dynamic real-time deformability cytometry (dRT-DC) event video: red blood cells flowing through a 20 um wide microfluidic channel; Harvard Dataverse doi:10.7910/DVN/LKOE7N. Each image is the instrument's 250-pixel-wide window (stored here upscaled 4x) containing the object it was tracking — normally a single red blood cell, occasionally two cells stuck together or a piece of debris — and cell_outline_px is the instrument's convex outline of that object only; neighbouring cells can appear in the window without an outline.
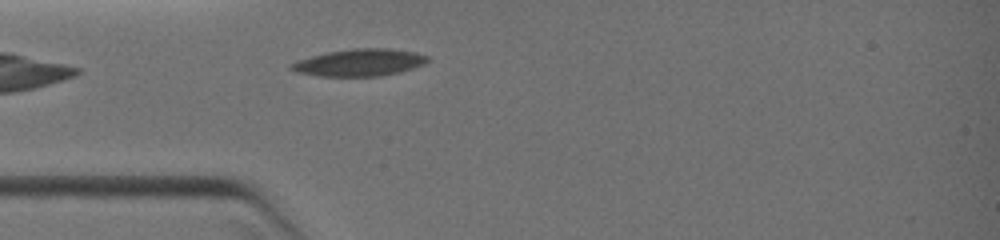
{"species": "common noctule bat (a hibernating species)", "species_latin": "Nyctalus noctula", "temperature_condition": "warm", "stored_images_in_passage": 13, "camera_frame_rate_fps": 3000, "um_per_image_px": 0.085, "animal": {"sex": "female", "body_mass_g": 19.0, "forearm_length_mm": 51.5}, "frame": {"image": 1, "passage_image": 1, "time_ms": 0.0, "image_size_px": [1000, 240], "cell_outline_px": [[428, 60], [424, 64], [400, 72], [380, 76], [320, 76], [296, 72], [288, 68], [288, 64], [324, 52], [352, 48], [388, 48], [416, 52], [428, 56]], "centroid_in_image_um": [30.54, 5.31], "position_along_channel_um": 54.5, "area_um2": 21.62}}
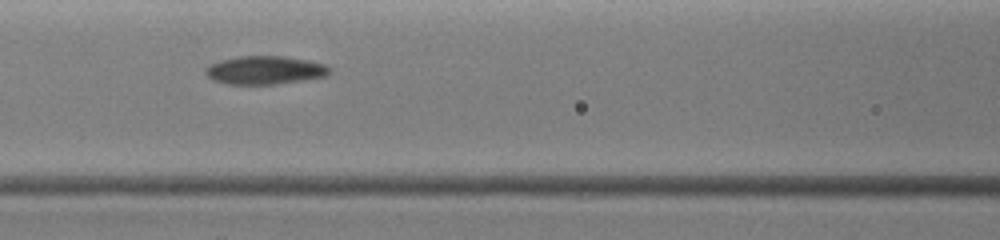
{"frame": {"image": 2, "passage_image": 7, "time_ms": 2.0, "image_size_px": [1000, 240], "cell_outline_px": [[332, 72], [328, 76], [304, 80], [276, 84], [228, 84], [212, 80], [204, 72], [204, 68], [212, 64], [224, 60], [240, 56], [284, 56], [328, 64], [332, 68]], "centroid_in_image_um": [22.59, 5.97], "position_along_channel_um": 144.0, "area_um2": 20.58}}
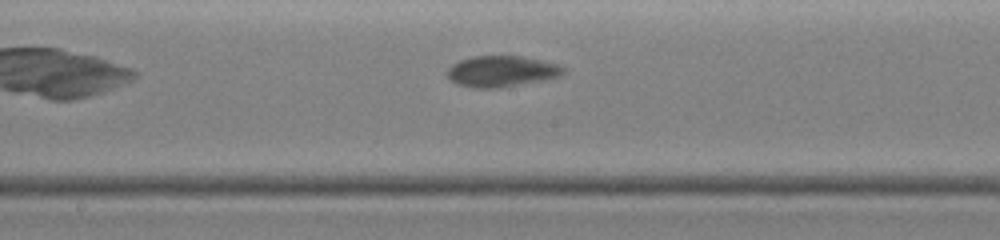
{"frame": {"image": 3, "passage_image": 11, "time_ms": 3.333, "image_size_px": [1000, 240], "cell_outline_px": [[564, 72], [560, 76], [544, 80], [500, 88], [472, 88], [456, 84], [448, 80], [444, 72], [452, 64], [460, 60], [476, 56], [520, 56], [560, 64], [564, 68]], "centroid_in_image_um": [42.58, 6.08], "position_along_channel_um": 205.6, "area_um2": 21.27}}